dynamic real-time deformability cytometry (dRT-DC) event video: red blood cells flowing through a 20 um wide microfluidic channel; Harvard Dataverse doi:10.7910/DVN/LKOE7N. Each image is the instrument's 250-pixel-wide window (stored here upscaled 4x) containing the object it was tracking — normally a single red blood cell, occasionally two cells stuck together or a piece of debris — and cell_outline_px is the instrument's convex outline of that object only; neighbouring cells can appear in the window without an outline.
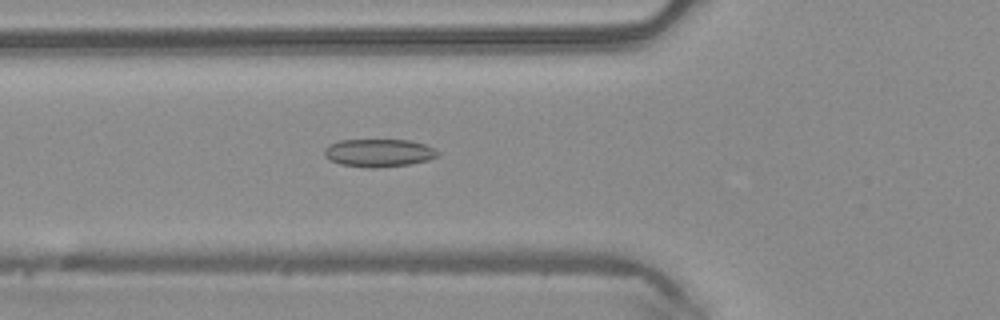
{"species": "common noctule bat (a hibernating species)", "species_latin": "Nyctalus noctula", "temperature_condition": "warm", "stored_images_in_passage": 48, "camera_frame_rate_fps": 3000, "um_per_image_px": 0.085, "animal": {"sex": "male", "body_mass_g": 20.4}, "frame": {"image": 1, "passage_image": 17, "time_ms": 5.333, "image_size_px": [1000, 320], "cell_outline_px": [[440, 156], [428, 160], [408, 164], [380, 168], [368, 168], [340, 164], [328, 160], [324, 156], [324, 148], [328, 144], [340, 140], [412, 140], [424, 144], [440, 152]], "centroid_in_image_um": [32.17, 13.0], "position_along_channel_um": 93.6, "area_um2": 18.67}}
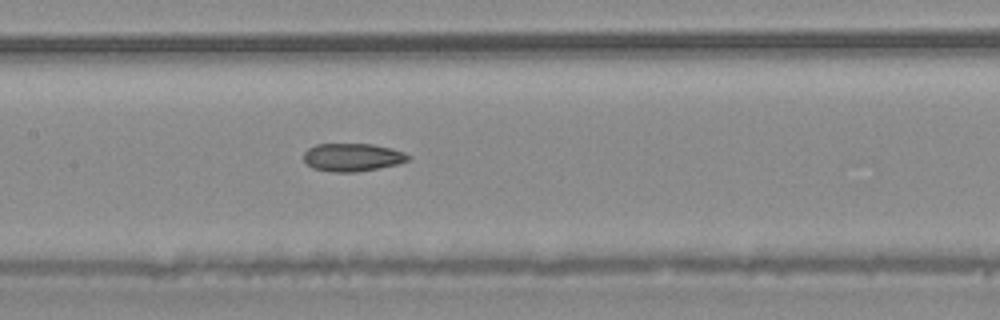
{"frame": {"image": 2, "passage_image": 23, "time_ms": 7.333, "image_size_px": [1000, 320], "cell_outline_px": [[412, 156], [408, 160], [396, 164], [356, 172], [332, 172], [312, 168], [304, 160], [304, 152], [308, 148], [316, 144], [372, 144], [392, 148], [404, 152]], "centroid_in_image_um": [29.95, 13.36], "position_along_channel_um": 177.5, "area_um2": 16.99}}
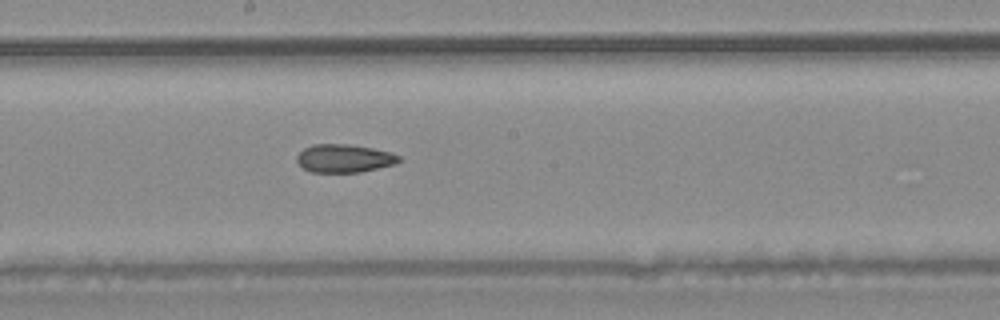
{"frame": {"image": 3, "passage_image": 26, "time_ms": 8.333, "image_size_px": [1000, 320], "cell_outline_px": [[404, 160], [396, 164], [360, 172], [312, 172], [300, 168], [296, 160], [296, 156], [304, 148], [312, 144], [348, 144], [372, 148], [392, 152], [400, 156]], "centroid_in_image_um": [29.26, 13.46], "position_along_channel_um": 218.9, "area_um2": 17.05}, "authors_computed_cell_mechanics": {"area_um2": 18.0047, "velocity_mm_per_s": 4.1615, "shape_relaxation_time_tau1_ms": null, "shape_relaxation_time_tau2_ms": 4.7633, "deformation_change_tau1": null, "deformation_change_tau2": 0.1179}}